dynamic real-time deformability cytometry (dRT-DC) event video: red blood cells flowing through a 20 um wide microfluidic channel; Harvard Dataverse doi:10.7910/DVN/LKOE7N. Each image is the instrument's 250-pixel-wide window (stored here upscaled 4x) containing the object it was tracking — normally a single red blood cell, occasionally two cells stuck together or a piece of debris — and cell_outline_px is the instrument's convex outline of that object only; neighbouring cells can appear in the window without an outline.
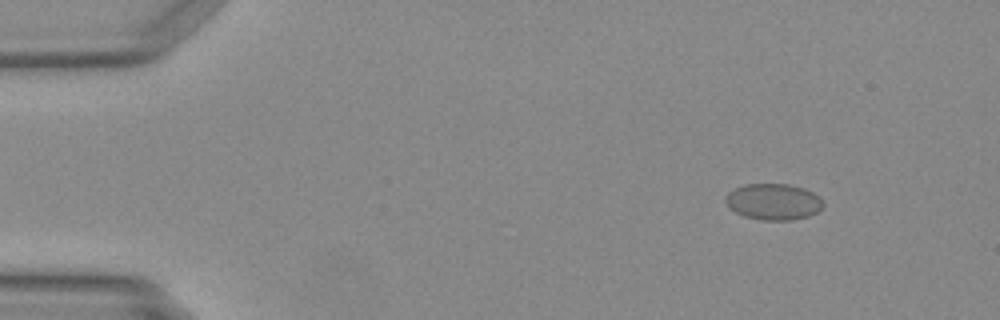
{"species": "Egyptian fruit bat (a non-hibernating species)", "species_latin": "Rousettus aegyptiacus", "temperature_condition": "warm", "stored_images_in_passage": 13, "camera_frame_rate_fps": 3000, "um_per_image_px": 0.085, "animal": {"sex": "female"}, "frame": {"image": 1, "passage_image": 6, "time_ms": 1.667, "image_size_px": [1000, 320], "cell_outline_px": [[824, 204], [816, 212], [808, 216], [792, 220], [760, 220], [744, 216], [728, 208], [724, 200], [724, 196], [728, 192], [744, 184], [788, 184], [804, 188], [820, 196]], "centroid_in_image_um": [65.71, 17.14], "position_along_channel_um": 19.3, "area_um2": 20.75}}